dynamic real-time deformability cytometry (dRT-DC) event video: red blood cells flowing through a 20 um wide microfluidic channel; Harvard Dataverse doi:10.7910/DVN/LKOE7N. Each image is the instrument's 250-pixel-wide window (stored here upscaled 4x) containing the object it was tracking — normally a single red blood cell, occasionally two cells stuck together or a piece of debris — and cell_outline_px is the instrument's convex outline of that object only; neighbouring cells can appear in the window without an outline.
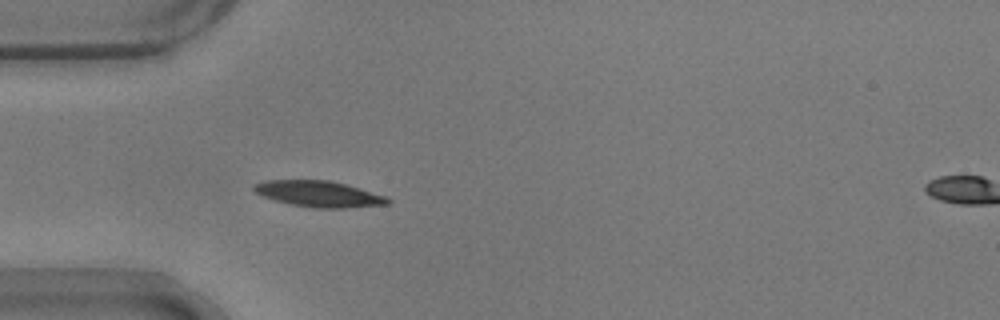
{"species": "common noctule bat (a hibernating species)", "species_latin": "Nyctalus noctula", "temperature_condition": "warm", "stored_images_in_passage": 44, "camera_frame_rate_fps": 3000, "um_per_image_px": 0.085, "animal": {"sex": "male", "body_mass_g": 17.9}, "frame": {"image": 1, "passage_image": 6, "time_ms": 1.667, "image_size_px": [1000, 320], "cell_outline_px": [[392, 200], [388, 204], [344, 208], [312, 208], [292, 204], [276, 200], [264, 196], [256, 192], [252, 188], [252, 184], [264, 180], [328, 180], [344, 184], [388, 196]], "centroid_in_image_um": [27.11, 16.48], "position_along_channel_um": 57.9, "area_um2": 20.23}}
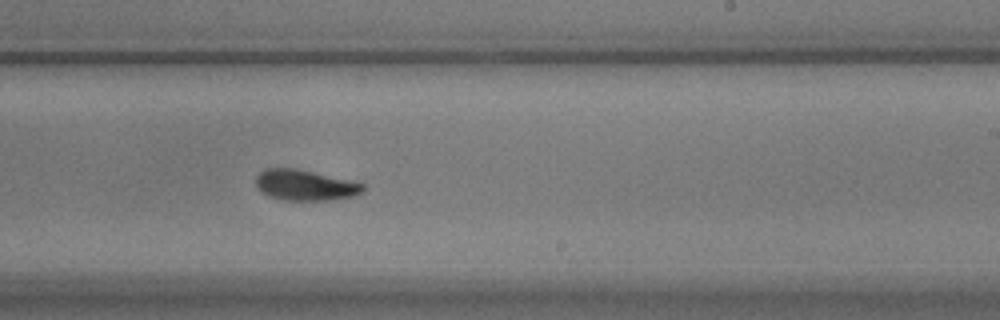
{"frame": {"image": 2, "passage_image": 23, "time_ms": 7.333, "image_size_px": [1000, 320], "cell_outline_px": [[364, 192], [356, 196], [332, 200], [284, 200], [272, 196], [256, 188], [256, 176], [264, 168], [296, 168], [348, 180], [364, 184]], "centroid_in_image_um": [25.95, 15.74], "position_along_channel_um": 263.1, "area_um2": 19.07}}
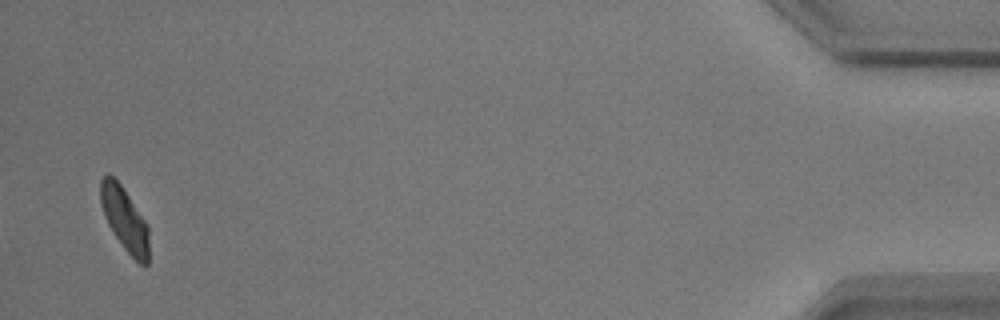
{"frame": {"image": 3, "passage_image": 43, "time_ms": 14.0, "image_size_px": [1000, 320], "cell_outline_px": [[148, 264], [140, 264], [124, 248], [112, 232], [104, 216], [100, 204], [100, 180], [108, 172], [120, 184], [148, 224]], "centroid_in_image_um": [10.57, 18.61], "position_along_channel_um": 424.6, "area_um2": 17.8}}